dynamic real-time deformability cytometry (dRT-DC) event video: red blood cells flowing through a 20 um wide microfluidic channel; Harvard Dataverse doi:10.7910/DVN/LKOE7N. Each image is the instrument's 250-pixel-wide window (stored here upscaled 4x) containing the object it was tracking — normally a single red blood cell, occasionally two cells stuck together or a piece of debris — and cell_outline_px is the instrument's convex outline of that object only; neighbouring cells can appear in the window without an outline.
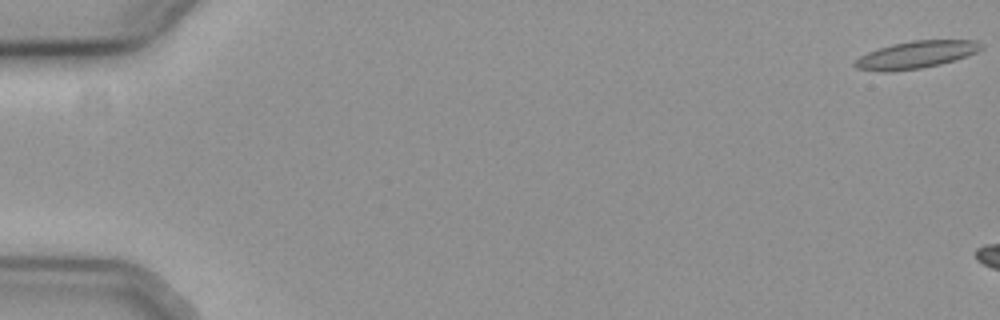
{"species": "common noctule bat (a hibernating species)", "species_latin": "Nyctalus noctula", "temperature_condition": "cold", "stored_images_in_passage": 8, "camera_frame_rate_fps": 3000, "um_per_image_px": 0.085, "animal": {"sex": "female", "body_mass_g": 19.3, "forearm_length_mm": 54.1}, "frame": {"image": 1, "passage_image": 1, "time_ms": 0.0, "image_size_px": [1000, 320], "cell_outline_px": [[984, 48], [976, 52], [940, 64], [920, 68], [888, 72], [884, 72], [856, 68], [852, 64], [860, 56], [868, 52], [892, 44], [912, 40], [976, 40], [984, 44]], "centroid_in_image_um": [77.86, 4.64], "position_along_channel_um": 7.1, "area_um2": 19.94}}